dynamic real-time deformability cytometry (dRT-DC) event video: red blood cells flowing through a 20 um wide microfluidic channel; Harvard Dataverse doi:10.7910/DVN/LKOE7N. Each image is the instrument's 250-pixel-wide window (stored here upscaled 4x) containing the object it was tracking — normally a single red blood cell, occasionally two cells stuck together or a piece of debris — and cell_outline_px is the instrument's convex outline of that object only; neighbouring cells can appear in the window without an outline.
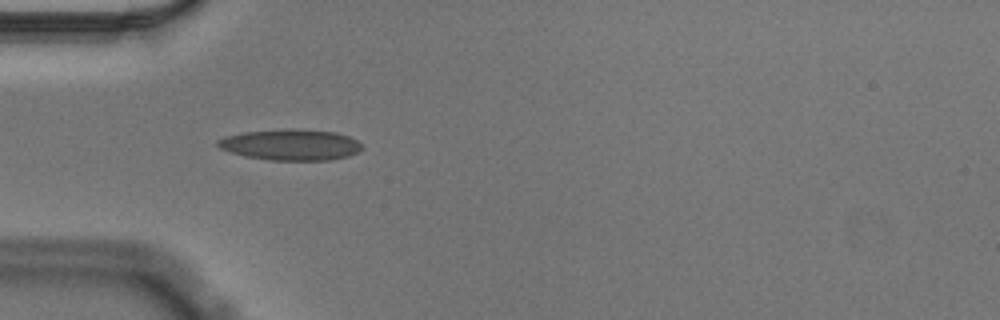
{"species": "Egyptian fruit bat (a non-hibernating species)", "species_latin": "Rousettus aegyptiacus", "temperature_condition": "cold", "stored_images_in_passage": 44, "camera_frame_rate_fps": 3000, "um_per_image_px": 0.085, "animal": {"sex": "male"}, "frame": {"image": 1, "passage_image": 5, "time_ms": 1.333, "image_size_px": [1000, 320], "cell_outline_px": [[364, 148], [348, 156], [328, 160], [268, 160], [244, 156], [220, 148], [216, 144], [216, 140], [224, 136], [244, 132], [336, 132], [348, 136], [356, 140]], "centroid_in_image_um": [24.68, 12.36], "position_along_channel_um": 60.3, "area_um2": 24.74}}
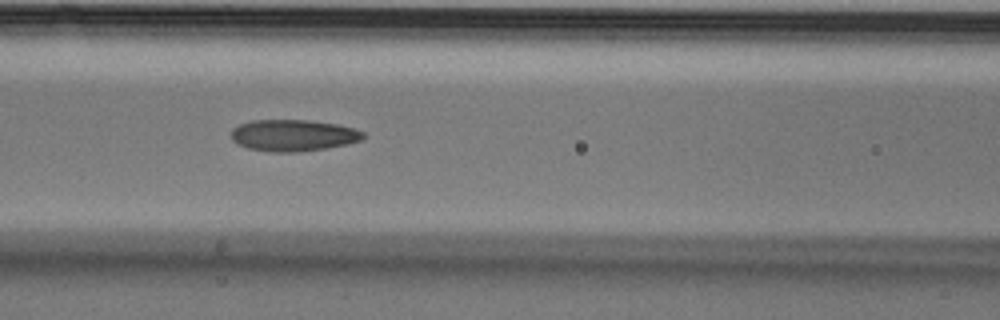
{"frame": {"image": 2, "passage_image": 12, "time_ms": 3.667, "image_size_px": [1000, 320], "cell_outline_px": [[364, 136], [360, 140], [348, 144], [300, 152], [276, 152], [248, 148], [236, 144], [232, 140], [232, 128], [240, 124], [252, 120], [308, 120], [336, 124], [352, 128], [364, 132]], "centroid_in_image_um": [24.9, 11.5], "position_along_channel_um": 141.7, "area_um2": 24.16}}
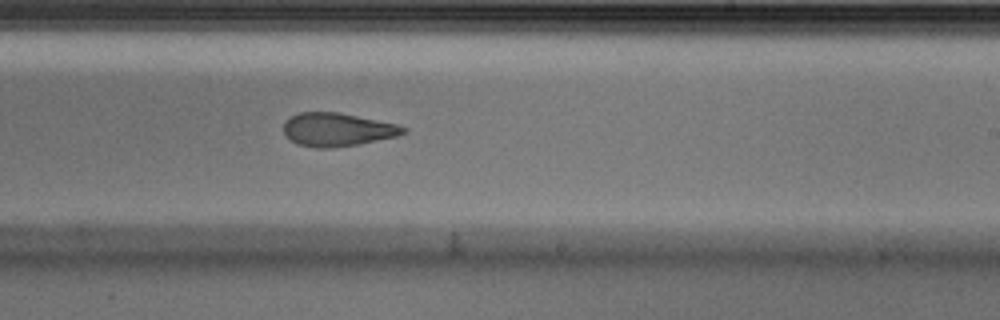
{"frame": {"image": 3, "passage_image": 22, "time_ms": 7.0, "image_size_px": [1000, 320], "cell_outline_px": [[408, 132], [396, 136], [360, 144], [332, 148], [316, 148], [296, 144], [284, 132], [284, 120], [300, 112], [336, 112], [396, 124], [408, 128]], "centroid_in_image_um": [28.67, 11.02], "position_along_channel_um": 260.3, "area_um2": 23.12}, "authors_computed_cell_mechanics": {"area_um2": 24.3338, "velocity_mm_per_s": 3.5638, "shape_relaxation_time_tau1_ms": 7.4692, "shape_relaxation_time_tau2_ms": 2.6174, "deformation_change_tau1": 0.1654, "deformation_change_tau2": 0.1067}}